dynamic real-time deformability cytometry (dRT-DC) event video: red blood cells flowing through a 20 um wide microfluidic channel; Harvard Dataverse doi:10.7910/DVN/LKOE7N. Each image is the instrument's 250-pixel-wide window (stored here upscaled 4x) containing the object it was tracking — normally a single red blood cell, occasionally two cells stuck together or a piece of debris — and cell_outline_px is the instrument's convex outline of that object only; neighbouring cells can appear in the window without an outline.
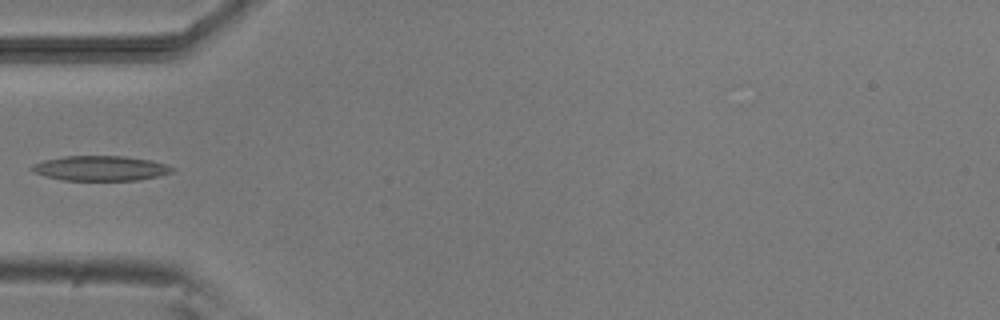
{"species": "common noctule bat (a hibernating species)", "species_latin": "Nyctalus noctula", "temperature_condition": "room temperature", "stored_images_in_passage": 4, "camera_frame_rate_fps": 3000, "um_per_image_px": 0.085, "animal": {"sex": "male", "body_mass_g": 20.5, "forearm_length_mm": 52.5}, "frame": {"image": 1, "passage_image": 4, "time_ms": 3.333, "image_size_px": [1000, 320], "cell_outline_px": [[176, 168], [172, 172], [160, 176], [136, 180], [64, 180], [44, 176], [32, 172], [28, 168], [32, 164], [44, 160], [64, 156], [124, 156], [152, 160], [168, 164]], "centroid_in_image_um": [8.54, 14.3], "position_along_channel_um": 76.5, "area_um2": 20.63}}